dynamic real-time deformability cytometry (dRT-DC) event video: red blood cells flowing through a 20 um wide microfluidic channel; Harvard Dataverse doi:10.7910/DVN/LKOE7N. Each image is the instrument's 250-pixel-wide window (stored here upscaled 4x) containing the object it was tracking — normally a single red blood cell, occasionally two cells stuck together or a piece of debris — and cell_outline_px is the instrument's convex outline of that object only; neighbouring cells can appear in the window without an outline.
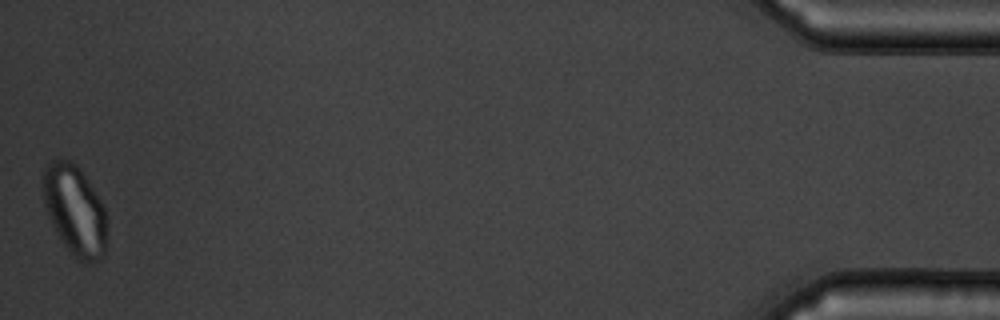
{"species": "common noctule bat (a hibernating species)", "species_latin": "Nyctalus noctula", "temperature_condition": "warm", "stored_images_in_passage": 51, "camera_frame_rate_fps": 3000, "um_per_image_px": 0.085, "animal": {"sex": "male", "body_mass_g": 19.5, "forearm_length_mm": 54.6}, "frame": {"image": 1, "passage_image": 51, "time_ms": 16.667, "image_size_px": [1000, 320], "cell_outline_px": [[104, 256], [100, 260], [92, 264], [84, 264], [76, 260], [64, 244], [56, 232], [52, 224], [44, 204], [44, 168], [52, 160], [72, 160], [80, 168], [100, 200], [104, 208]], "centroid_in_image_um": [6.35, 17.91], "position_along_channel_um": 428.9, "area_um2": 33.0}}